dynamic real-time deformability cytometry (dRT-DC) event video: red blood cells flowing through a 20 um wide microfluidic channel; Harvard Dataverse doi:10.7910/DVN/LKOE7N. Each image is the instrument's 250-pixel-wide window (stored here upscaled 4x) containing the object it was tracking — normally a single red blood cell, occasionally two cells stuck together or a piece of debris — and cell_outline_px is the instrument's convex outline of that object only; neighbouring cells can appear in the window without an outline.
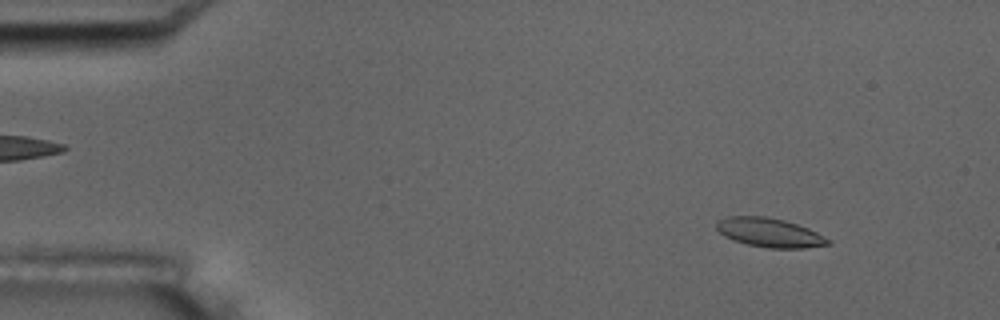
{"species": "common noctule bat (a hibernating species)", "species_latin": "Nyctalus noctula", "temperature_condition": "room temperature", "stored_images_in_passage": 3, "camera_frame_rate_fps": 3000, "um_per_image_px": 0.085, "animal": {"sex": "male", "body_mass_g": 17.5, "forearm_length_mm": 52.3}, "frame": {"image": 1, "passage_image": 1, "time_ms": 0.0, "image_size_px": [1000, 320], "cell_outline_px": [[832, 244], [804, 248], [768, 248], [748, 244], [732, 240], [724, 236], [716, 228], [716, 220], [728, 216], [764, 216], [784, 220], [808, 228], [832, 240]], "centroid_in_image_um": [65.41, 19.77], "position_along_channel_um": 19.6, "area_um2": 18.96}}